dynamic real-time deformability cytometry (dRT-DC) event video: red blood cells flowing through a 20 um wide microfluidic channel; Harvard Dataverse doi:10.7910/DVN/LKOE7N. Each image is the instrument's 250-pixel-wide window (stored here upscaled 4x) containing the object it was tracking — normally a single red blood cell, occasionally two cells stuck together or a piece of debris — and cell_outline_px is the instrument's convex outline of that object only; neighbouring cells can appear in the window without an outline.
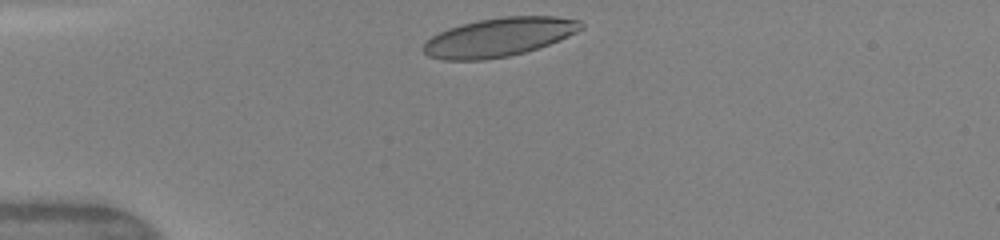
{"species": "human", "species_latin": "Homo sapiens", "temperature_condition": "warm", "stored_images_in_passage": 30, "camera_frame_rate_fps": 3000, "um_per_image_px": 0.085, "donor": {"sex": "female"}, "frame": {"image": 1, "passage_image": 1, "time_ms": 0.0, "image_size_px": [1000, 240], "cell_outline_px": [[584, 28], [560, 40], [524, 52], [508, 56], [484, 60], [444, 60], [428, 56], [420, 48], [432, 36], [448, 28], [480, 20], [504, 16], [556, 16], [580, 20], [584, 24]], "centroid_in_image_um": [42.43, 3.16], "position_along_channel_um": 42.6, "area_um2": 35.43}, "authors_computed_cell_mechanics": {"area_um2": 36.414, "velocity_mm_per_s": 4.1455, "shape_relaxation_time_tau1_ms": 2.921, "shape_relaxation_time_tau2_ms": null, "deformation_change_tau1": 0.1652, "deformation_change_tau2": null}}